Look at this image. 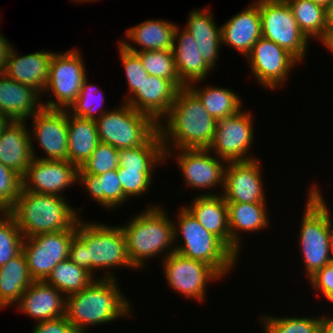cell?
<instances>
[{
  "label": "cell",
  "mask_w": 333,
  "mask_h": 333,
  "mask_svg": "<svg viewBox=\"0 0 333 333\" xmlns=\"http://www.w3.org/2000/svg\"><path fill=\"white\" fill-rule=\"evenodd\" d=\"M68 258L95 278L119 279L115 271L120 268L138 271L129 259L121 226L88 221L83 216L77 223ZM100 270L104 271L98 277L96 272Z\"/></svg>",
  "instance_id": "obj_1"
},
{
  "label": "cell",
  "mask_w": 333,
  "mask_h": 333,
  "mask_svg": "<svg viewBox=\"0 0 333 333\" xmlns=\"http://www.w3.org/2000/svg\"><path fill=\"white\" fill-rule=\"evenodd\" d=\"M120 284L118 279L95 278L80 292L66 296L65 317L78 333L134 318L132 300L122 292Z\"/></svg>",
  "instance_id": "obj_2"
},
{
  "label": "cell",
  "mask_w": 333,
  "mask_h": 333,
  "mask_svg": "<svg viewBox=\"0 0 333 333\" xmlns=\"http://www.w3.org/2000/svg\"><path fill=\"white\" fill-rule=\"evenodd\" d=\"M155 203L150 202L120 224L129 259L137 270L147 269L152 259L162 261L175 252L173 219L164 204Z\"/></svg>",
  "instance_id": "obj_3"
},
{
  "label": "cell",
  "mask_w": 333,
  "mask_h": 333,
  "mask_svg": "<svg viewBox=\"0 0 333 333\" xmlns=\"http://www.w3.org/2000/svg\"><path fill=\"white\" fill-rule=\"evenodd\" d=\"M217 121L188 88L178 90L168 114L158 123L165 151L208 149Z\"/></svg>",
  "instance_id": "obj_4"
},
{
  "label": "cell",
  "mask_w": 333,
  "mask_h": 333,
  "mask_svg": "<svg viewBox=\"0 0 333 333\" xmlns=\"http://www.w3.org/2000/svg\"><path fill=\"white\" fill-rule=\"evenodd\" d=\"M66 197L33 193L22 188L16 203L7 211L24 238L74 228L83 208L71 207Z\"/></svg>",
  "instance_id": "obj_5"
},
{
  "label": "cell",
  "mask_w": 333,
  "mask_h": 333,
  "mask_svg": "<svg viewBox=\"0 0 333 333\" xmlns=\"http://www.w3.org/2000/svg\"><path fill=\"white\" fill-rule=\"evenodd\" d=\"M177 210L172 217L175 252L208 264L226 279L237 268L240 258L219 237L207 231L184 205Z\"/></svg>",
  "instance_id": "obj_6"
},
{
  "label": "cell",
  "mask_w": 333,
  "mask_h": 333,
  "mask_svg": "<svg viewBox=\"0 0 333 333\" xmlns=\"http://www.w3.org/2000/svg\"><path fill=\"white\" fill-rule=\"evenodd\" d=\"M316 181L310 184L300 227L297 230L301 261L306 279L333 261V245L328 226V203ZM327 202V203H326Z\"/></svg>",
  "instance_id": "obj_7"
},
{
  "label": "cell",
  "mask_w": 333,
  "mask_h": 333,
  "mask_svg": "<svg viewBox=\"0 0 333 333\" xmlns=\"http://www.w3.org/2000/svg\"><path fill=\"white\" fill-rule=\"evenodd\" d=\"M117 106L95 120L100 142L118 150L139 147L159 130L158 123L151 116L126 102L121 101Z\"/></svg>",
  "instance_id": "obj_8"
},
{
  "label": "cell",
  "mask_w": 333,
  "mask_h": 333,
  "mask_svg": "<svg viewBox=\"0 0 333 333\" xmlns=\"http://www.w3.org/2000/svg\"><path fill=\"white\" fill-rule=\"evenodd\" d=\"M81 54L83 53L77 47L63 53L53 52L49 65V79L41 95L43 107L68 110L76 101L88 76L84 56ZM47 94L49 95L48 100L45 99L46 102L44 97Z\"/></svg>",
  "instance_id": "obj_9"
},
{
  "label": "cell",
  "mask_w": 333,
  "mask_h": 333,
  "mask_svg": "<svg viewBox=\"0 0 333 333\" xmlns=\"http://www.w3.org/2000/svg\"><path fill=\"white\" fill-rule=\"evenodd\" d=\"M172 159L175 161H171V163H176L175 165L182 175L185 188L201 191L198 194L201 196L222 194L227 163L225 160L217 157L208 149L165 151V163Z\"/></svg>",
  "instance_id": "obj_10"
},
{
  "label": "cell",
  "mask_w": 333,
  "mask_h": 333,
  "mask_svg": "<svg viewBox=\"0 0 333 333\" xmlns=\"http://www.w3.org/2000/svg\"><path fill=\"white\" fill-rule=\"evenodd\" d=\"M162 276L169 289L186 300L205 303L208 286L224 278L211 266L174 252L161 261ZM208 285V286H207Z\"/></svg>",
  "instance_id": "obj_11"
},
{
  "label": "cell",
  "mask_w": 333,
  "mask_h": 333,
  "mask_svg": "<svg viewBox=\"0 0 333 333\" xmlns=\"http://www.w3.org/2000/svg\"><path fill=\"white\" fill-rule=\"evenodd\" d=\"M250 68V78L263 89L272 92L286 87L291 73L301 63L286 49L264 37H261L245 57Z\"/></svg>",
  "instance_id": "obj_12"
},
{
  "label": "cell",
  "mask_w": 333,
  "mask_h": 333,
  "mask_svg": "<svg viewBox=\"0 0 333 333\" xmlns=\"http://www.w3.org/2000/svg\"><path fill=\"white\" fill-rule=\"evenodd\" d=\"M259 10L262 37L286 49L301 64H305L311 41L298 27L287 2L285 0H259Z\"/></svg>",
  "instance_id": "obj_13"
},
{
  "label": "cell",
  "mask_w": 333,
  "mask_h": 333,
  "mask_svg": "<svg viewBox=\"0 0 333 333\" xmlns=\"http://www.w3.org/2000/svg\"><path fill=\"white\" fill-rule=\"evenodd\" d=\"M254 115L251 108L242 109L234 115L217 120L214 137L208 150L226 162L259 158L251 153L256 136Z\"/></svg>",
  "instance_id": "obj_14"
},
{
  "label": "cell",
  "mask_w": 333,
  "mask_h": 333,
  "mask_svg": "<svg viewBox=\"0 0 333 333\" xmlns=\"http://www.w3.org/2000/svg\"><path fill=\"white\" fill-rule=\"evenodd\" d=\"M76 230L77 225L71 230L24 238L22 252L34 281H45L59 262L68 259L70 244Z\"/></svg>",
  "instance_id": "obj_15"
},
{
  "label": "cell",
  "mask_w": 333,
  "mask_h": 333,
  "mask_svg": "<svg viewBox=\"0 0 333 333\" xmlns=\"http://www.w3.org/2000/svg\"><path fill=\"white\" fill-rule=\"evenodd\" d=\"M29 120L33 157L41 160H68V110L42 107ZM34 142H37V146ZM35 146H39L45 154L39 157Z\"/></svg>",
  "instance_id": "obj_16"
},
{
  "label": "cell",
  "mask_w": 333,
  "mask_h": 333,
  "mask_svg": "<svg viewBox=\"0 0 333 333\" xmlns=\"http://www.w3.org/2000/svg\"><path fill=\"white\" fill-rule=\"evenodd\" d=\"M262 161H230L224 171L222 196L227 203H268Z\"/></svg>",
  "instance_id": "obj_17"
},
{
  "label": "cell",
  "mask_w": 333,
  "mask_h": 333,
  "mask_svg": "<svg viewBox=\"0 0 333 333\" xmlns=\"http://www.w3.org/2000/svg\"><path fill=\"white\" fill-rule=\"evenodd\" d=\"M22 180L24 190L67 197L64 191L78 185V168L68 160L33 158Z\"/></svg>",
  "instance_id": "obj_18"
},
{
  "label": "cell",
  "mask_w": 333,
  "mask_h": 333,
  "mask_svg": "<svg viewBox=\"0 0 333 333\" xmlns=\"http://www.w3.org/2000/svg\"><path fill=\"white\" fill-rule=\"evenodd\" d=\"M241 10L221 25V35L222 47H231L245 58L262 37L259 0Z\"/></svg>",
  "instance_id": "obj_19"
},
{
  "label": "cell",
  "mask_w": 333,
  "mask_h": 333,
  "mask_svg": "<svg viewBox=\"0 0 333 333\" xmlns=\"http://www.w3.org/2000/svg\"><path fill=\"white\" fill-rule=\"evenodd\" d=\"M66 296L46 281H34L14 309L34 323L65 316Z\"/></svg>",
  "instance_id": "obj_20"
},
{
  "label": "cell",
  "mask_w": 333,
  "mask_h": 333,
  "mask_svg": "<svg viewBox=\"0 0 333 333\" xmlns=\"http://www.w3.org/2000/svg\"><path fill=\"white\" fill-rule=\"evenodd\" d=\"M178 90L172 81L149 75L126 103L159 123L170 111Z\"/></svg>",
  "instance_id": "obj_21"
},
{
  "label": "cell",
  "mask_w": 333,
  "mask_h": 333,
  "mask_svg": "<svg viewBox=\"0 0 333 333\" xmlns=\"http://www.w3.org/2000/svg\"><path fill=\"white\" fill-rule=\"evenodd\" d=\"M228 224L230 230V249L239 257L242 256L243 234L253 235L271 227L267 203H227ZM243 233V234H242ZM253 233V234H252Z\"/></svg>",
  "instance_id": "obj_22"
},
{
  "label": "cell",
  "mask_w": 333,
  "mask_h": 333,
  "mask_svg": "<svg viewBox=\"0 0 333 333\" xmlns=\"http://www.w3.org/2000/svg\"><path fill=\"white\" fill-rule=\"evenodd\" d=\"M192 9L188 13L187 23L183 26L196 41L206 64L215 71L222 48L221 25L214 20L211 6Z\"/></svg>",
  "instance_id": "obj_23"
},
{
  "label": "cell",
  "mask_w": 333,
  "mask_h": 333,
  "mask_svg": "<svg viewBox=\"0 0 333 333\" xmlns=\"http://www.w3.org/2000/svg\"><path fill=\"white\" fill-rule=\"evenodd\" d=\"M176 27L177 24L170 20L157 18L144 20L126 29L125 38L117 42L134 53L147 50H172ZM135 45L139 48L137 49Z\"/></svg>",
  "instance_id": "obj_24"
},
{
  "label": "cell",
  "mask_w": 333,
  "mask_h": 333,
  "mask_svg": "<svg viewBox=\"0 0 333 333\" xmlns=\"http://www.w3.org/2000/svg\"><path fill=\"white\" fill-rule=\"evenodd\" d=\"M15 46L8 57L5 75L18 83L30 86L41 95L49 79V65L53 51L40 50L28 54H19Z\"/></svg>",
  "instance_id": "obj_25"
},
{
  "label": "cell",
  "mask_w": 333,
  "mask_h": 333,
  "mask_svg": "<svg viewBox=\"0 0 333 333\" xmlns=\"http://www.w3.org/2000/svg\"><path fill=\"white\" fill-rule=\"evenodd\" d=\"M43 107L41 94L34 88L0 75V112L11 121H29Z\"/></svg>",
  "instance_id": "obj_26"
},
{
  "label": "cell",
  "mask_w": 333,
  "mask_h": 333,
  "mask_svg": "<svg viewBox=\"0 0 333 333\" xmlns=\"http://www.w3.org/2000/svg\"><path fill=\"white\" fill-rule=\"evenodd\" d=\"M192 35L177 24L173 55L180 81L187 87L196 81H207L213 70L206 64Z\"/></svg>",
  "instance_id": "obj_27"
},
{
  "label": "cell",
  "mask_w": 333,
  "mask_h": 333,
  "mask_svg": "<svg viewBox=\"0 0 333 333\" xmlns=\"http://www.w3.org/2000/svg\"><path fill=\"white\" fill-rule=\"evenodd\" d=\"M27 124L11 121L0 136V162L22 177L34 158Z\"/></svg>",
  "instance_id": "obj_28"
},
{
  "label": "cell",
  "mask_w": 333,
  "mask_h": 333,
  "mask_svg": "<svg viewBox=\"0 0 333 333\" xmlns=\"http://www.w3.org/2000/svg\"><path fill=\"white\" fill-rule=\"evenodd\" d=\"M183 204L209 232L219 237L230 248L227 202L220 195H197Z\"/></svg>",
  "instance_id": "obj_29"
},
{
  "label": "cell",
  "mask_w": 333,
  "mask_h": 333,
  "mask_svg": "<svg viewBox=\"0 0 333 333\" xmlns=\"http://www.w3.org/2000/svg\"><path fill=\"white\" fill-rule=\"evenodd\" d=\"M78 183L84 187L87 197L97 202L104 210H118L130 201L123 193L118 178L117 169L106 172L99 176L92 174H78ZM117 208V209H116Z\"/></svg>",
  "instance_id": "obj_30"
},
{
  "label": "cell",
  "mask_w": 333,
  "mask_h": 333,
  "mask_svg": "<svg viewBox=\"0 0 333 333\" xmlns=\"http://www.w3.org/2000/svg\"><path fill=\"white\" fill-rule=\"evenodd\" d=\"M201 83H204V80L191 83L187 87L198 97L216 121L234 115L245 108L242 97L233 89L210 83L209 85L206 83L202 87Z\"/></svg>",
  "instance_id": "obj_31"
},
{
  "label": "cell",
  "mask_w": 333,
  "mask_h": 333,
  "mask_svg": "<svg viewBox=\"0 0 333 333\" xmlns=\"http://www.w3.org/2000/svg\"><path fill=\"white\" fill-rule=\"evenodd\" d=\"M33 282L22 251L0 266V310L14 307Z\"/></svg>",
  "instance_id": "obj_32"
},
{
  "label": "cell",
  "mask_w": 333,
  "mask_h": 333,
  "mask_svg": "<svg viewBox=\"0 0 333 333\" xmlns=\"http://www.w3.org/2000/svg\"><path fill=\"white\" fill-rule=\"evenodd\" d=\"M67 134L68 161L79 169L100 143L95 121L68 112Z\"/></svg>",
  "instance_id": "obj_33"
},
{
  "label": "cell",
  "mask_w": 333,
  "mask_h": 333,
  "mask_svg": "<svg viewBox=\"0 0 333 333\" xmlns=\"http://www.w3.org/2000/svg\"><path fill=\"white\" fill-rule=\"evenodd\" d=\"M285 1L290 7L300 30L310 41L318 42L329 25L327 9L310 0Z\"/></svg>",
  "instance_id": "obj_34"
},
{
  "label": "cell",
  "mask_w": 333,
  "mask_h": 333,
  "mask_svg": "<svg viewBox=\"0 0 333 333\" xmlns=\"http://www.w3.org/2000/svg\"><path fill=\"white\" fill-rule=\"evenodd\" d=\"M119 167L156 168L165 163V150L159 130L139 147L119 149Z\"/></svg>",
  "instance_id": "obj_35"
},
{
  "label": "cell",
  "mask_w": 333,
  "mask_h": 333,
  "mask_svg": "<svg viewBox=\"0 0 333 333\" xmlns=\"http://www.w3.org/2000/svg\"><path fill=\"white\" fill-rule=\"evenodd\" d=\"M258 321L263 326V333H323V316H274L262 313Z\"/></svg>",
  "instance_id": "obj_36"
},
{
  "label": "cell",
  "mask_w": 333,
  "mask_h": 333,
  "mask_svg": "<svg viewBox=\"0 0 333 333\" xmlns=\"http://www.w3.org/2000/svg\"><path fill=\"white\" fill-rule=\"evenodd\" d=\"M94 279L95 277L89 271L68 258L59 262L45 281L68 296L80 292Z\"/></svg>",
  "instance_id": "obj_37"
},
{
  "label": "cell",
  "mask_w": 333,
  "mask_h": 333,
  "mask_svg": "<svg viewBox=\"0 0 333 333\" xmlns=\"http://www.w3.org/2000/svg\"><path fill=\"white\" fill-rule=\"evenodd\" d=\"M88 81L89 79L87 77L82 84L76 101L70 106L68 112L75 117L95 121L105 112L109 111L111 107H106V109L103 107L106 95H104L98 85L91 84Z\"/></svg>",
  "instance_id": "obj_38"
},
{
  "label": "cell",
  "mask_w": 333,
  "mask_h": 333,
  "mask_svg": "<svg viewBox=\"0 0 333 333\" xmlns=\"http://www.w3.org/2000/svg\"><path fill=\"white\" fill-rule=\"evenodd\" d=\"M149 75L172 81L179 89L186 87L177 74L172 50H147L135 52Z\"/></svg>",
  "instance_id": "obj_39"
},
{
  "label": "cell",
  "mask_w": 333,
  "mask_h": 333,
  "mask_svg": "<svg viewBox=\"0 0 333 333\" xmlns=\"http://www.w3.org/2000/svg\"><path fill=\"white\" fill-rule=\"evenodd\" d=\"M118 178L120 180L124 195L131 201L139 198L150 191L153 184L155 168H122L118 167Z\"/></svg>",
  "instance_id": "obj_40"
},
{
  "label": "cell",
  "mask_w": 333,
  "mask_h": 333,
  "mask_svg": "<svg viewBox=\"0 0 333 333\" xmlns=\"http://www.w3.org/2000/svg\"><path fill=\"white\" fill-rule=\"evenodd\" d=\"M24 236L13 217L0 211V266L6 264L22 251Z\"/></svg>",
  "instance_id": "obj_41"
},
{
  "label": "cell",
  "mask_w": 333,
  "mask_h": 333,
  "mask_svg": "<svg viewBox=\"0 0 333 333\" xmlns=\"http://www.w3.org/2000/svg\"><path fill=\"white\" fill-rule=\"evenodd\" d=\"M118 45V53L121 65L124 70V76L127 82V93H124V97L122 102H126L138 89L144 79L148 78L149 74L144 69L143 64L139 58V56L131 51H128L125 47H123L119 42Z\"/></svg>",
  "instance_id": "obj_42"
},
{
  "label": "cell",
  "mask_w": 333,
  "mask_h": 333,
  "mask_svg": "<svg viewBox=\"0 0 333 333\" xmlns=\"http://www.w3.org/2000/svg\"><path fill=\"white\" fill-rule=\"evenodd\" d=\"M118 149L100 142L86 162L78 169V174L101 175L118 169Z\"/></svg>",
  "instance_id": "obj_43"
},
{
  "label": "cell",
  "mask_w": 333,
  "mask_h": 333,
  "mask_svg": "<svg viewBox=\"0 0 333 333\" xmlns=\"http://www.w3.org/2000/svg\"><path fill=\"white\" fill-rule=\"evenodd\" d=\"M23 188L22 176L0 162V211L7 212Z\"/></svg>",
  "instance_id": "obj_44"
},
{
  "label": "cell",
  "mask_w": 333,
  "mask_h": 333,
  "mask_svg": "<svg viewBox=\"0 0 333 333\" xmlns=\"http://www.w3.org/2000/svg\"><path fill=\"white\" fill-rule=\"evenodd\" d=\"M309 281V282H308ZM311 291L318 292L326 302L333 306V261L316 271L307 279Z\"/></svg>",
  "instance_id": "obj_45"
},
{
  "label": "cell",
  "mask_w": 333,
  "mask_h": 333,
  "mask_svg": "<svg viewBox=\"0 0 333 333\" xmlns=\"http://www.w3.org/2000/svg\"><path fill=\"white\" fill-rule=\"evenodd\" d=\"M31 333H78L66 317L35 323Z\"/></svg>",
  "instance_id": "obj_46"
},
{
  "label": "cell",
  "mask_w": 333,
  "mask_h": 333,
  "mask_svg": "<svg viewBox=\"0 0 333 333\" xmlns=\"http://www.w3.org/2000/svg\"><path fill=\"white\" fill-rule=\"evenodd\" d=\"M8 39L0 32V75H5L8 57L14 46Z\"/></svg>",
  "instance_id": "obj_47"
},
{
  "label": "cell",
  "mask_w": 333,
  "mask_h": 333,
  "mask_svg": "<svg viewBox=\"0 0 333 333\" xmlns=\"http://www.w3.org/2000/svg\"><path fill=\"white\" fill-rule=\"evenodd\" d=\"M319 44L324 46L328 52L333 54V24H329L327 29L324 31V35L318 40Z\"/></svg>",
  "instance_id": "obj_48"
},
{
  "label": "cell",
  "mask_w": 333,
  "mask_h": 333,
  "mask_svg": "<svg viewBox=\"0 0 333 333\" xmlns=\"http://www.w3.org/2000/svg\"><path fill=\"white\" fill-rule=\"evenodd\" d=\"M323 316V333H333V314H326Z\"/></svg>",
  "instance_id": "obj_49"
},
{
  "label": "cell",
  "mask_w": 333,
  "mask_h": 333,
  "mask_svg": "<svg viewBox=\"0 0 333 333\" xmlns=\"http://www.w3.org/2000/svg\"><path fill=\"white\" fill-rule=\"evenodd\" d=\"M9 123H11V120L4 113L0 112V136Z\"/></svg>",
  "instance_id": "obj_50"
},
{
  "label": "cell",
  "mask_w": 333,
  "mask_h": 333,
  "mask_svg": "<svg viewBox=\"0 0 333 333\" xmlns=\"http://www.w3.org/2000/svg\"><path fill=\"white\" fill-rule=\"evenodd\" d=\"M331 207L328 205V226H329V229H330V234H331V238H332V245H333V219H332V216H333V212H331ZM331 212V213H330Z\"/></svg>",
  "instance_id": "obj_51"
},
{
  "label": "cell",
  "mask_w": 333,
  "mask_h": 333,
  "mask_svg": "<svg viewBox=\"0 0 333 333\" xmlns=\"http://www.w3.org/2000/svg\"><path fill=\"white\" fill-rule=\"evenodd\" d=\"M327 17L328 23L333 24V0L330 2L329 7L327 8Z\"/></svg>",
  "instance_id": "obj_52"
},
{
  "label": "cell",
  "mask_w": 333,
  "mask_h": 333,
  "mask_svg": "<svg viewBox=\"0 0 333 333\" xmlns=\"http://www.w3.org/2000/svg\"><path fill=\"white\" fill-rule=\"evenodd\" d=\"M310 1H312L313 3L319 4V5H322L323 7H325L327 9L332 0H310Z\"/></svg>",
  "instance_id": "obj_53"
},
{
  "label": "cell",
  "mask_w": 333,
  "mask_h": 333,
  "mask_svg": "<svg viewBox=\"0 0 333 333\" xmlns=\"http://www.w3.org/2000/svg\"><path fill=\"white\" fill-rule=\"evenodd\" d=\"M70 1L74 2L76 4H85V3H88V2H90V3L95 2V0H70ZM96 1L98 2V0H96Z\"/></svg>",
  "instance_id": "obj_54"
}]
</instances>
